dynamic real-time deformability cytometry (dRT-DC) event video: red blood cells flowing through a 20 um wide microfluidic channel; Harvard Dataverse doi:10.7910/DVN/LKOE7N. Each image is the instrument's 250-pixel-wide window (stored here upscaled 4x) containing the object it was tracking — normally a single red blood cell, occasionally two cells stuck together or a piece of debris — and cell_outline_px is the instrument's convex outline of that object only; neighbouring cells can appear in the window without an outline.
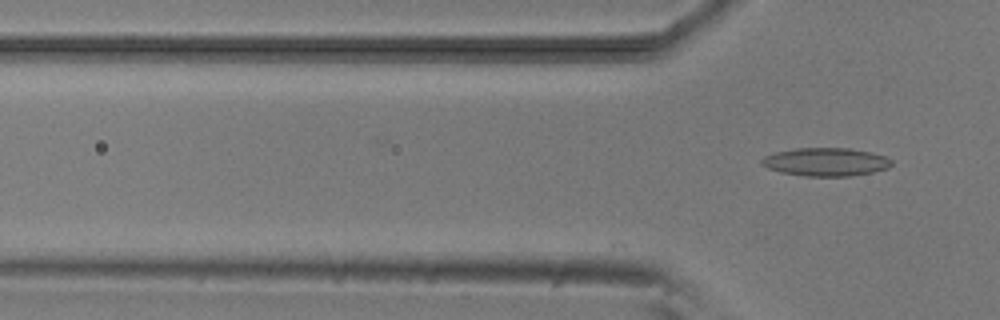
{"species": "common noctule bat (a hibernating species)", "species_latin": "Nyctalus noctula", "temperature_condition": "room temperature", "stored_images_in_passage": 15, "camera_frame_rate_fps": 3000, "um_per_image_px": 0.085, "animal": {"sex": "male", "body_mass_g": 20.5, "forearm_length_mm": 52.5}, "frame": {"image": 1, "passage_image": 15, "time_ms": 4.667, "image_size_px": [1000, 320], "cell_outline_px": [[892, 164], [888, 168], [872, 172], [848, 176], [804, 176], [780, 172], [768, 168], [760, 164], [760, 160], [764, 156], [776, 152], [796, 148], [848, 148], [868, 152], [884, 156], [892, 160]], "centroid_in_image_um": [70.15, 13.76], "position_along_channel_um": 55.6, "area_um2": 21.27}}